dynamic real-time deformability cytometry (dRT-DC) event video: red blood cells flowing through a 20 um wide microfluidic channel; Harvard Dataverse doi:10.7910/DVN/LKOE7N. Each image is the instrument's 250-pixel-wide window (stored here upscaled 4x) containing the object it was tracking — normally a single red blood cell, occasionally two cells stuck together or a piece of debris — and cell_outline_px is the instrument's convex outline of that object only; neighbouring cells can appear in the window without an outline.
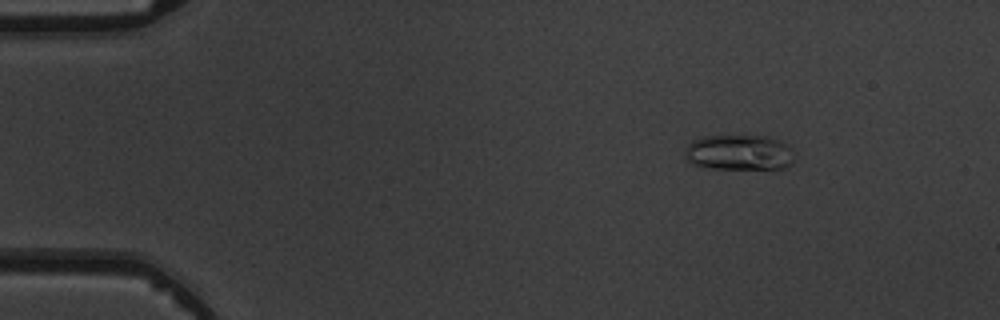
{"species": "common noctule bat (a hibernating species)", "species_latin": "Nyctalus noctula", "temperature_condition": "warm", "stored_images_in_passage": 7, "camera_frame_rate_fps": 3000, "um_per_image_px": 0.085, "animal": {"sex": "male", "body_mass_g": 19.5, "forearm_length_mm": 54.6}, "frame": {"image": 1, "passage_image": 1, "time_ms": 0.0, "image_size_px": [1000, 320], "cell_outline_px": [[792, 160], [784, 168], [708, 168], [692, 164], [684, 156], [688, 144], [692, 140], [704, 136], [768, 136], [788, 144], [792, 148]], "centroid_in_image_um": [62.8, 12.95], "position_along_channel_um": 22.2, "area_um2": 22.43}}
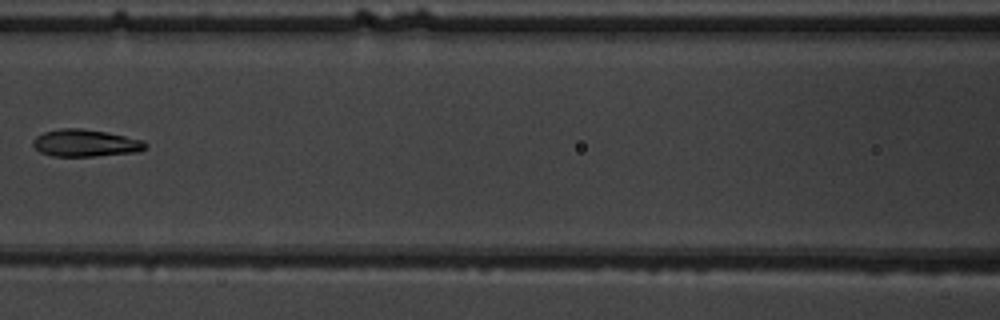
{"frame": {"image": 2, "passage_image": 5, "time_ms": 5.667, "image_size_px": [1000, 320], "cell_outline_px": [[148, 144], [140, 152], [92, 156], [52, 156], [40, 152], [32, 144], [32, 140], [36, 136], [44, 132], [60, 128], [80, 128], [108, 132], [144, 140]], "centroid_in_image_um": [7.27, 12.15], "position_along_channel_um": 159.3, "area_um2": 17.92}}
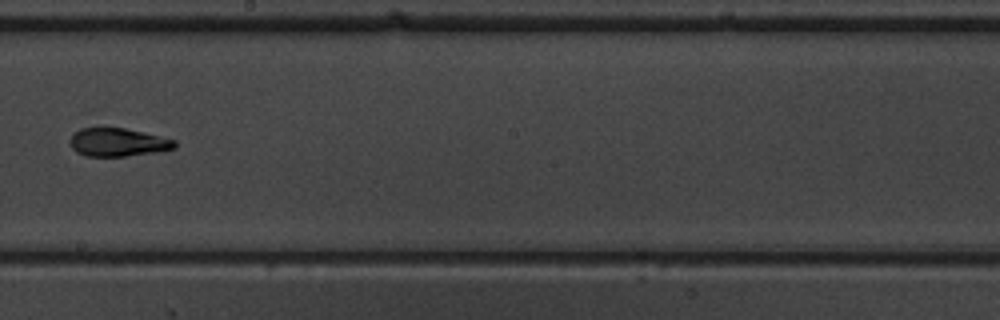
{"frame": {"image": 3, "passage_image": 7, "time_ms": 7.667, "image_size_px": [1000, 320], "cell_outline_px": [[176, 148], [156, 152], [124, 156], [84, 156], [76, 152], [72, 148], [68, 140], [80, 128], [124, 128], [160, 136], [176, 140]], "centroid_in_image_um": [10.01, 12.1], "position_along_channel_um": 238.2, "area_um2": 17.17}}